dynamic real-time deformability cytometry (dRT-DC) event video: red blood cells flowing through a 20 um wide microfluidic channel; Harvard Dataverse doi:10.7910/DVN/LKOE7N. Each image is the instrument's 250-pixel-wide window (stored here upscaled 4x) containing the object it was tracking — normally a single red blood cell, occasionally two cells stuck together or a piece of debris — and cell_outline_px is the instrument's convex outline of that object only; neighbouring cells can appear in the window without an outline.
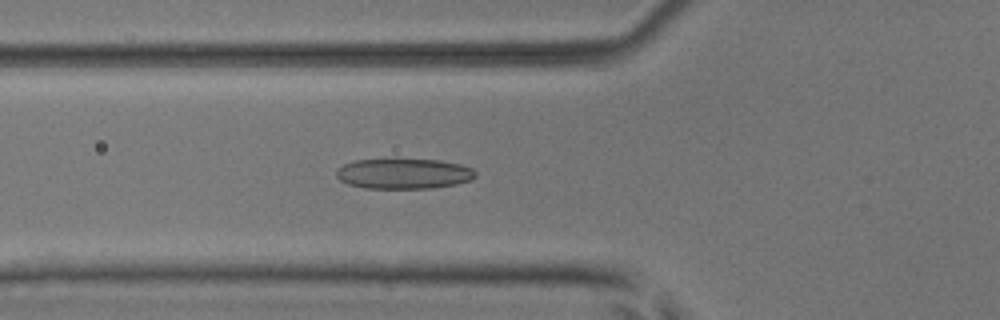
{"species": "common noctule bat (a hibernating species)", "species_latin": "Nyctalus noctula", "temperature_condition": "room temperature", "stored_images_in_passage": 50, "camera_frame_rate_fps": 3000, "um_per_image_px": 0.085, "animal": {"sex": "male", "body_mass_g": 17.9, "forearm_length_mm": 54.2}, "frame": {"image": 1, "passage_image": 20, "time_ms": 6.333, "image_size_px": [1000, 320], "cell_outline_px": [[476, 176], [472, 180], [456, 184], [432, 188], [364, 188], [348, 184], [340, 180], [336, 176], [336, 168], [344, 164], [356, 160], [440, 160], [460, 164], [472, 168], [476, 172]], "centroid_in_image_um": [34.32, 14.77], "position_along_channel_um": 91.5, "area_um2": 24.51}}
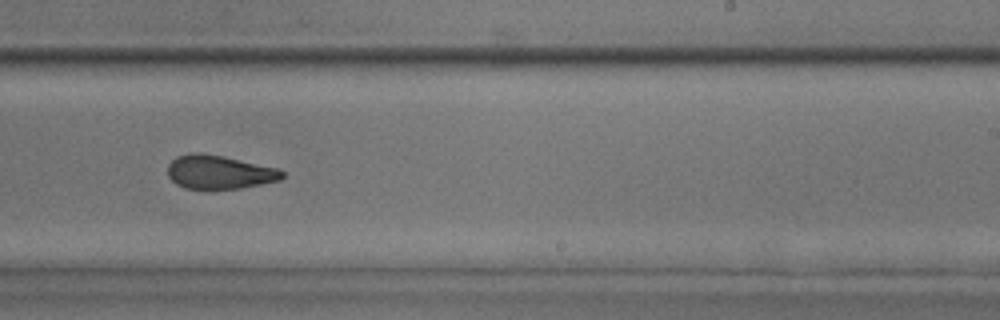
{"frame": {"image": 2, "passage_image": 34, "time_ms": 11.0, "image_size_px": [1000, 320], "cell_outline_px": [[284, 176], [280, 180], [240, 188], [184, 188], [176, 184], [168, 176], [168, 164], [176, 156], [188, 152], [204, 152], [224, 156], [276, 168], [284, 172]], "centroid_in_image_um": [18.59, 14.6], "position_along_channel_um": 270.4, "area_um2": 22.43}}
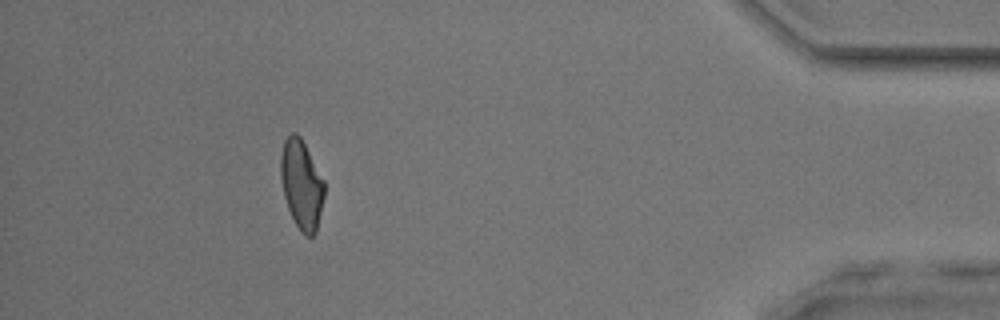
{"frame": {"image": 3, "passage_image": 49, "time_ms": 16.0, "image_size_px": [1000, 320], "cell_outline_px": [[324, 196], [316, 232], [312, 236], [304, 236], [300, 232], [288, 208], [284, 196], [280, 176], [280, 156], [284, 140], [292, 132], [296, 132], [300, 136], [324, 180]], "centroid_in_image_um": [25.62, 15.68], "position_along_channel_um": 409.6, "area_um2": 22.6}}